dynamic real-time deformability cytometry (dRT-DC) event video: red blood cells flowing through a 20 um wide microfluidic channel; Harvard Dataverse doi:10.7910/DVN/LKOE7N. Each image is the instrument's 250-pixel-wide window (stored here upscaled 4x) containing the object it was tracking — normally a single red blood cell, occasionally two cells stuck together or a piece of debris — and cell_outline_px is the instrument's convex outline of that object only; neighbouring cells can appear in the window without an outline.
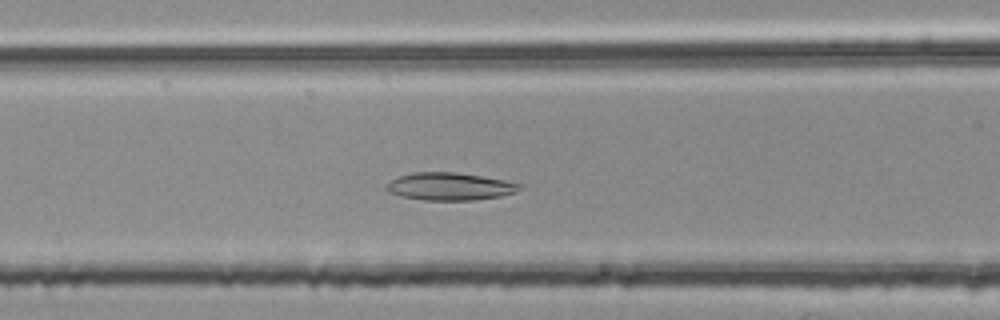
{"species": "common noctule bat (a hibernating species)", "species_latin": "Nyctalus noctula", "temperature_condition": "room temperature", "stored_images_in_passage": 45, "camera_frame_rate_fps": 3000, "um_per_image_px": 0.085, "animal": {"sex": "female", "body_mass_g": 25.1}, "frame": {"image": 1, "passage_image": 17, "time_ms": 5.333, "image_size_px": [1000, 320], "cell_outline_px": [[524, 188], [516, 192], [500, 196], [476, 200], [424, 200], [400, 196], [388, 192], [384, 188], [384, 184], [400, 176], [412, 172], [456, 172], [504, 180], [524, 184]], "centroid_in_image_um": [38.24, 15.85], "position_along_channel_um": 128.4, "area_um2": 21.62}}
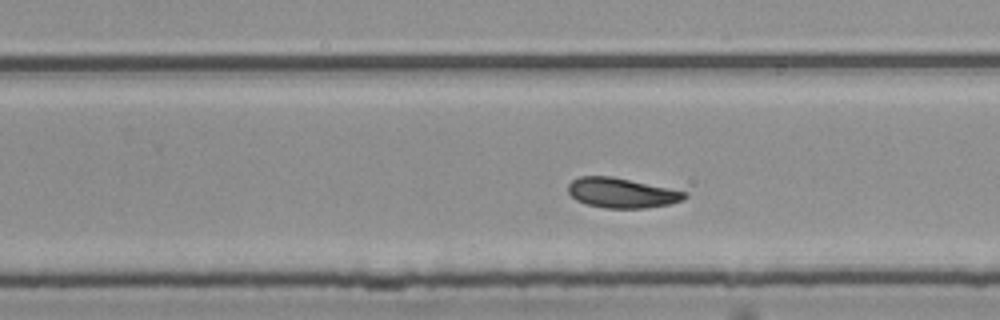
{"frame": {"image": 2, "passage_image": 29, "time_ms": 9.333, "image_size_px": [1000, 320], "cell_outline_px": [[688, 196], [684, 200], [668, 204], [644, 208], [604, 208], [584, 204], [576, 200], [568, 192], [568, 184], [572, 180], [580, 176], [612, 176], [688, 192]], "centroid_in_image_um": [52.83, 16.4], "position_along_channel_um": 277.0, "area_um2": 20.4}}
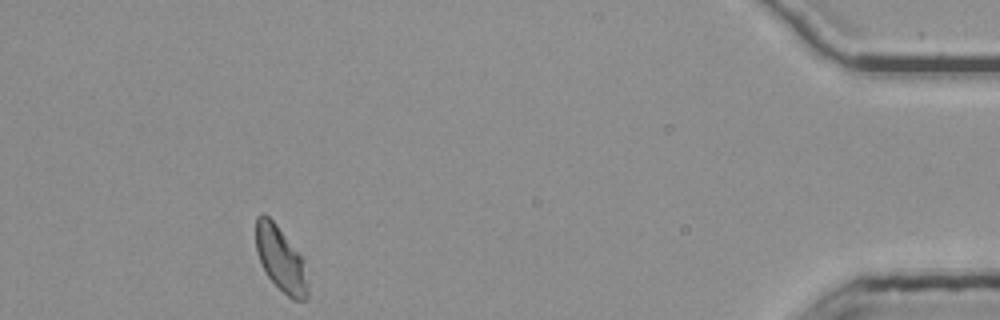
{"frame": {"image": 3, "passage_image": 45, "time_ms": 14.667, "image_size_px": [1000, 320], "cell_outline_px": [[308, 300], [292, 300], [268, 276], [256, 252], [256, 216], [260, 212], [264, 212], [276, 224], [304, 260], [308, 284]], "centroid_in_image_um": [23.87, 22.01], "position_along_channel_um": 411.3, "area_um2": 19.48}}